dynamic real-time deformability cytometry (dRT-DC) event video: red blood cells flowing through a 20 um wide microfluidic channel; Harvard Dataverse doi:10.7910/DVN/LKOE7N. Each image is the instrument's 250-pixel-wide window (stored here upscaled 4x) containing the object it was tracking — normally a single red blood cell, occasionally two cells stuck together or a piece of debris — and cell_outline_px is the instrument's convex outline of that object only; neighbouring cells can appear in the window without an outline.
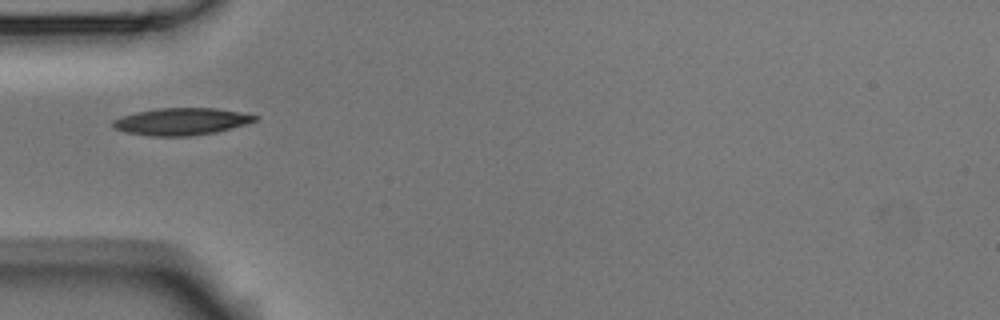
{"species": "Egyptian fruit bat (a non-hibernating species)", "species_latin": "Rousettus aegyptiacus", "temperature_condition": "room temperature", "stored_images_in_passage": 5, "camera_frame_rate_fps": 3000, "um_per_image_px": 0.085, "animal": {"sex": "male"}, "frame": {"image": 1, "passage_image": 5, "time_ms": 1.333, "image_size_px": [1000, 320], "cell_outline_px": [[260, 116], [256, 120], [232, 128], [216, 132], [192, 136], [148, 136], [128, 132], [112, 128], [112, 120], [136, 112], [156, 108], [216, 108]], "centroid_in_image_um": [15.4, 10.33], "position_along_channel_um": 69.6, "area_um2": 22.37}}